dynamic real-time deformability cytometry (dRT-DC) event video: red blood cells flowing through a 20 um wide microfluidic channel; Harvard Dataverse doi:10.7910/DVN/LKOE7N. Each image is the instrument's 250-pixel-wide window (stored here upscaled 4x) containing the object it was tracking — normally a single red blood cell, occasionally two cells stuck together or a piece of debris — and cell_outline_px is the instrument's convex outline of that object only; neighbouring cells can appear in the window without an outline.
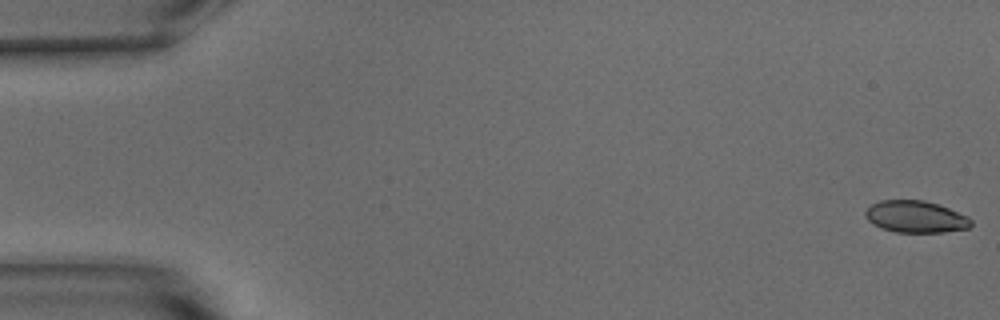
{"species": "common noctule bat (a hibernating species)", "species_latin": "Nyctalus noctula", "temperature_condition": "warm", "stored_images_in_passage": 7, "camera_frame_rate_fps": 3000, "um_per_image_px": 0.085, "animal": {"sex": "male", "body_mass_g": 15.6}, "frame": {"image": 1, "passage_image": 1, "time_ms": 0.0, "image_size_px": [1000, 320], "cell_outline_px": [[972, 224], [968, 228], [944, 232], [896, 232], [880, 228], [868, 220], [864, 216], [864, 212], [872, 204], [880, 200], [924, 200], [948, 208], [968, 216], [972, 220]], "centroid_in_image_um": [77.82, 18.42], "position_along_channel_um": 7.2, "area_um2": 19.59}}